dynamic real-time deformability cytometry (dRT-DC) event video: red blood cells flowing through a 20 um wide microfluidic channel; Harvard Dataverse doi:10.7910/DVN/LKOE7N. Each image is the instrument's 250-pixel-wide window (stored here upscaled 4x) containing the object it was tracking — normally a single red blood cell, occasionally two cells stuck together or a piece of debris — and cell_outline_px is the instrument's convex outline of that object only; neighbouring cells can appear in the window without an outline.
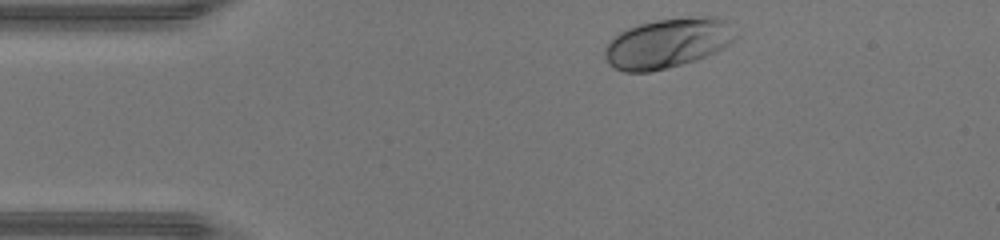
{"species": "human", "species_latin": "Homo sapiens", "temperature_condition": "warm", "stored_images_in_passage": 31, "camera_frame_rate_fps": 3000, "um_per_image_px": 0.085, "donor": {"sex": "male"}, "frame": {"image": 1, "passage_image": 1, "time_ms": 0.0, "image_size_px": [1000, 240], "cell_outline_px": [[740, 36], [736, 40], [716, 52], [696, 60], [648, 72], [624, 72], [608, 64], [604, 56], [604, 48], [608, 40], [620, 32], [636, 24], [656, 20], [704, 16], [716, 16], [724, 20]], "centroid_in_image_um": [56.74, 3.66], "position_along_channel_um": 28.3, "area_um2": 38.09}}
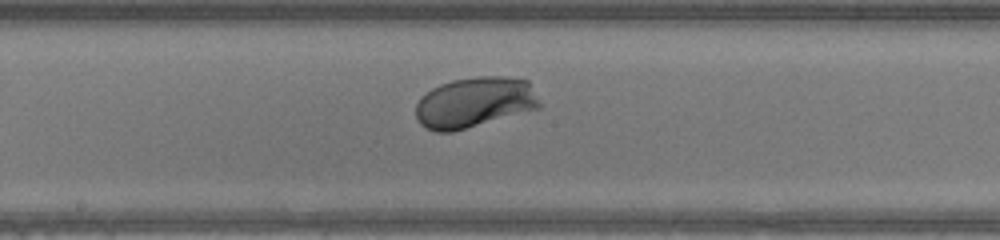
{"frame": {"image": 2, "passage_image": 17, "time_ms": 5.333, "image_size_px": [1000, 240], "cell_outline_px": [[544, 104], [540, 108], [452, 132], [436, 132], [424, 128], [416, 120], [416, 104], [432, 88], [440, 84], [452, 80], [476, 76], [504, 76], [528, 80]], "centroid_in_image_um": [40.38, 8.7], "position_along_channel_um": 207.8, "area_um2": 36.82}}
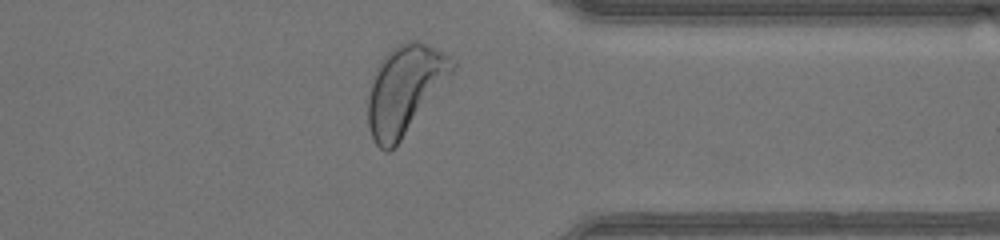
{"frame": {"image": 3, "passage_image": 29, "time_ms": 9.333, "image_size_px": [1000, 240], "cell_outline_px": [[456, 68], [400, 140], [388, 152], [384, 152], [376, 144], [368, 128], [368, 96], [372, 80], [376, 68], [380, 60], [392, 48], [408, 40], [416, 40], [456, 60]], "centroid_in_image_um": [34.37, 7.6], "position_along_channel_um": 377.0, "area_um2": 42.48}, "authors_computed_cell_mechanics": {"area_um2": 36.0094, "velocity_mm_per_s": 4.4332, "shape_relaxation_time_tau1_ms": 1.5953, "shape_relaxation_time_tau2_ms": null, "deformation_change_tau1": 0.1334, "deformation_change_tau2": null}}